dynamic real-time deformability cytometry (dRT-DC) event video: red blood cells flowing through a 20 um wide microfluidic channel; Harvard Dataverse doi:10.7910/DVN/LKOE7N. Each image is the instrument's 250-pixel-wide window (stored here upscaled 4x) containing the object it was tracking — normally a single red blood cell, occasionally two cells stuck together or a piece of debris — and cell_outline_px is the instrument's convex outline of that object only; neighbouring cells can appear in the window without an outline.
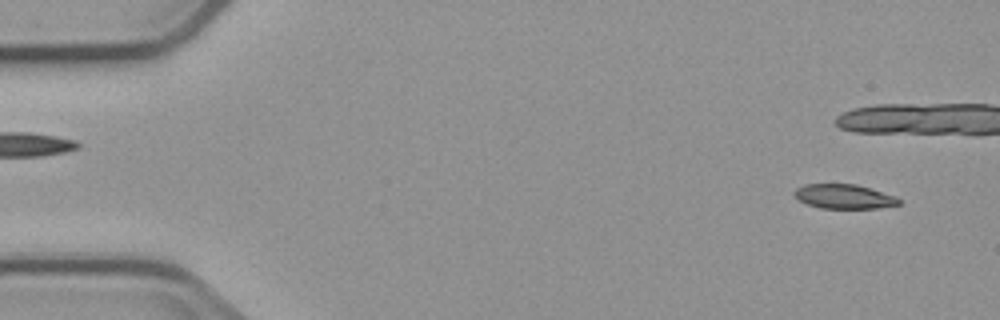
{"species": "common noctule bat (a hibernating species)", "species_latin": "Nyctalus noctula", "temperature_condition": "cold", "stored_images_in_passage": 10, "camera_frame_rate_fps": 3000, "um_per_image_px": 0.085, "animal": {"sex": "male", "body_mass_g": 23.1, "forearm_length_mm": 52.7}, "frame": {"image": 1, "passage_image": 1, "time_ms": 0.0, "image_size_px": [1000, 320], "cell_outline_px": [[900, 204], [876, 208], [820, 208], [808, 204], [800, 200], [792, 192], [796, 188], [804, 184], [856, 184], [896, 196], [900, 200]], "centroid_in_image_um": [71.73, 16.69], "position_along_channel_um": 13.3, "area_um2": 14.74}}